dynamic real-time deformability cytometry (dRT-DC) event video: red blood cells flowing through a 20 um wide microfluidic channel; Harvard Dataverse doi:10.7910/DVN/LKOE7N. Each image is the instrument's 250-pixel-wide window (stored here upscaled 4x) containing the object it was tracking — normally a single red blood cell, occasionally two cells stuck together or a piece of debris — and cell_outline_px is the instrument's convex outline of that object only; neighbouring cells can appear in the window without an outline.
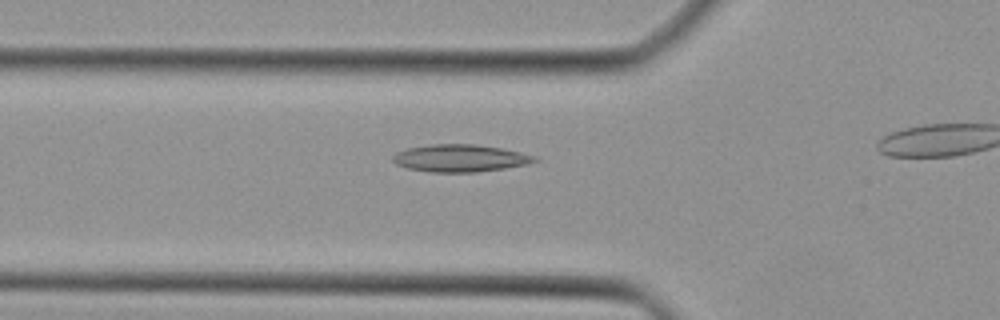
{"species": "Egyptian fruit bat (a non-hibernating species)", "species_latin": "Rousettus aegyptiacus", "temperature_condition": "cold", "stored_images_in_passage": 9, "camera_frame_rate_fps": 3000, "um_per_image_px": 0.085, "animal": {"sex": "female"}, "frame": {"image": 1, "passage_image": 2, "time_ms": 0.333, "image_size_px": [1000, 320], "cell_outline_px": [[540, 160], [524, 164], [504, 168], [476, 172], [432, 172], [408, 168], [396, 164], [392, 160], [392, 156], [396, 152], [408, 148], [432, 144], [476, 144], [500, 148], [520, 152], [536, 156]], "centroid_in_image_um": [39.09, 13.44], "position_along_channel_um": 86.7, "area_um2": 22.43}}
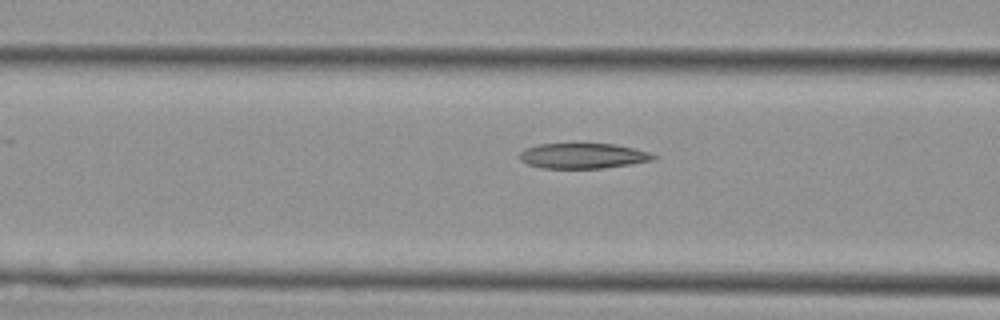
{"frame": {"image": 2, "passage_image": 4, "time_ms": 1.0, "image_size_px": [1000, 320], "cell_outline_px": [[660, 156], [656, 160], [604, 168], [540, 168], [528, 164], [520, 160], [520, 152], [524, 148], [536, 144], [616, 144], [648, 152]], "centroid_in_image_um": [49.56, 13.25], "position_along_channel_um": 117.0, "area_um2": 19.83}}
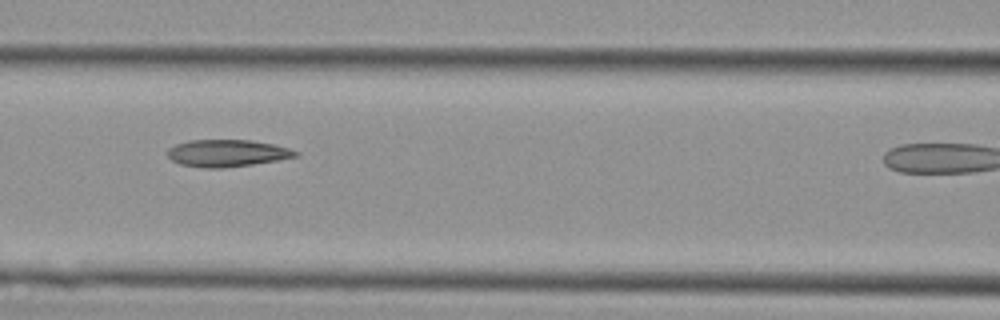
{"frame": {"image": 3, "passage_image": 6, "time_ms": 1.667, "image_size_px": [1000, 320], "cell_outline_px": [[300, 156], [280, 160], [252, 164], [220, 168], [204, 168], [180, 164], [172, 160], [168, 156], [168, 148], [176, 144], [188, 140], [248, 140], [272, 144], [288, 148], [300, 152]], "centroid_in_image_um": [19.32, 13.02], "position_along_channel_um": 147.3, "area_um2": 20.17}}